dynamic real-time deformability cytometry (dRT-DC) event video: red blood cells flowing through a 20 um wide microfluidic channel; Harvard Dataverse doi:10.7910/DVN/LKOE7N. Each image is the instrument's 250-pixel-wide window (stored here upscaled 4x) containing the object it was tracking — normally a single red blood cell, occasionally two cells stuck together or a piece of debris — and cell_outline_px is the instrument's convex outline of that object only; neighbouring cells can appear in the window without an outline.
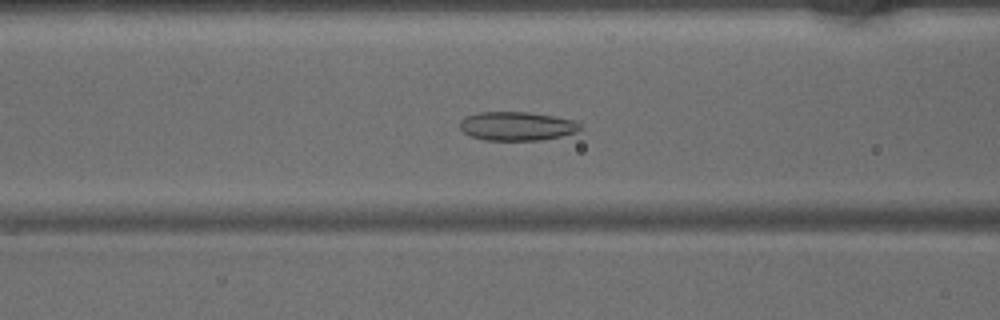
{"species": "common noctule bat (a hibernating species)", "species_latin": "Nyctalus noctula", "temperature_condition": "warm", "stored_images_in_passage": 46, "camera_frame_rate_fps": 3000, "um_per_image_px": 0.085, "animal": {"sex": "male", "body_mass_g": 15.6}, "frame": {"image": 1, "passage_image": 18, "time_ms": 5.667, "image_size_px": [1000, 320], "cell_outline_px": [[584, 128], [576, 132], [560, 136], [540, 140], [484, 140], [468, 136], [460, 128], [460, 120], [464, 116], [476, 112], [528, 112], [576, 120]], "centroid_in_image_um": [43.91, 10.72], "position_along_channel_um": 122.7, "area_um2": 20.4}}
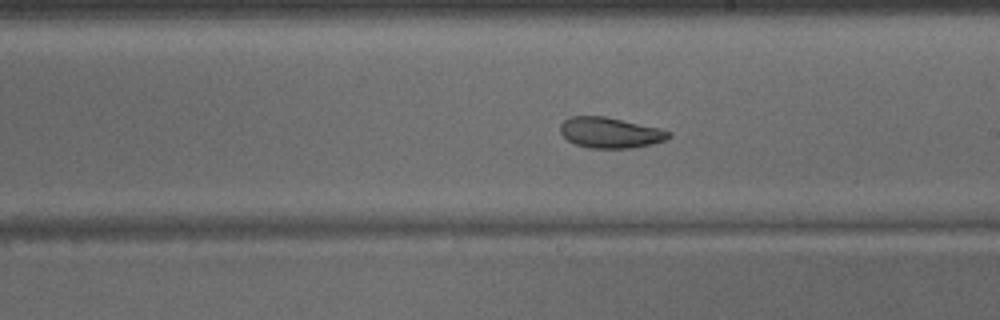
{"frame": {"image": 2, "passage_image": 26, "time_ms": 8.333, "image_size_px": [1000, 320], "cell_outline_px": [[672, 136], [664, 140], [632, 148], [588, 148], [576, 144], [568, 140], [560, 132], [560, 124], [564, 120], [572, 116], [604, 116], [660, 128], [672, 132]], "centroid_in_image_um": [51.86, 11.27], "position_along_channel_um": 237.1, "area_um2": 19.25}}
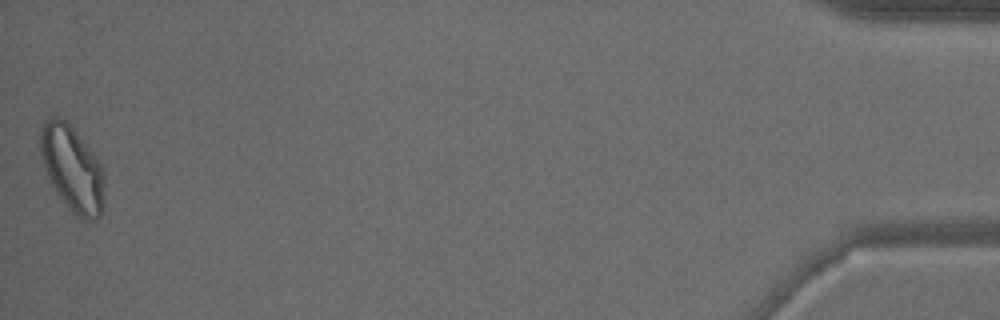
{"frame": {"image": 3, "passage_image": 46, "time_ms": 15.0, "image_size_px": [1000, 320], "cell_outline_px": [[104, 176], [100, 216], [96, 220], [80, 220], [68, 208], [52, 184], [48, 176], [40, 156], [40, 128], [52, 116], [56, 116], [64, 120], [72, 128], [92, 152], [100, 164]], "centroid_in_image_um": [6.12, 14.35], "position_along_channel_um": 429.1, "area_um2": 31.21}}